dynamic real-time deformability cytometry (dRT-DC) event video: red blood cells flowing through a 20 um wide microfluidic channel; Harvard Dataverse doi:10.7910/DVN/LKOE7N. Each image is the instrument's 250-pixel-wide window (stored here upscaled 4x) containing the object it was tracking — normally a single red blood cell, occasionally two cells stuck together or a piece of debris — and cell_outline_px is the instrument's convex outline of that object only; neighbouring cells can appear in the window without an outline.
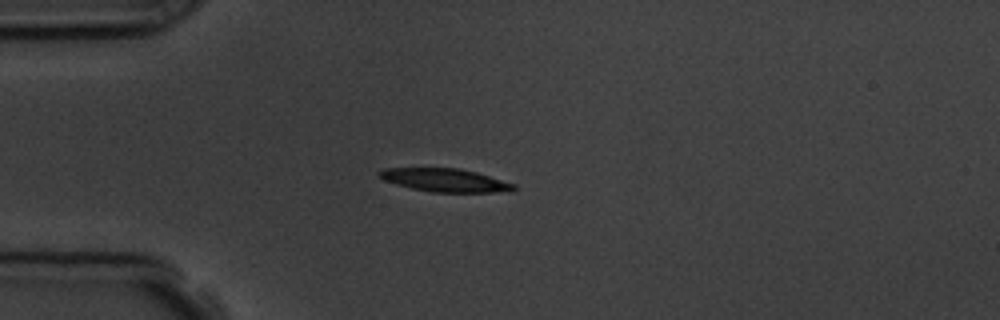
{"species": "common noctule bat (a hibernating species)", "species_latin": "Nyctalus noctula", "temperature_condition": "room temperature", "stored_images_in_passage": 5, "camera_frame_rate_fps": 3000, "um_per_image_px": 0.085, "animal": {"sex": "male", "body_mass_g": 19.5, "forearm_length_mm": 54.6}, "frame": {"image": 1, "passage_image": 4, "time_ms": 3.667, "image_size_px": [1000, 320], "cell_outline_px": [[516, 188], [492, 192], [432, 192], [412, 188], [396, 184], [384, 180], [376, 172], [384, 168], [460, 168], [476, 172], [516, 184]], "centroid_in_image_um": [37.78, 15.3], "position_along_channel_um": 47.2, "area_um2": 17.92}}